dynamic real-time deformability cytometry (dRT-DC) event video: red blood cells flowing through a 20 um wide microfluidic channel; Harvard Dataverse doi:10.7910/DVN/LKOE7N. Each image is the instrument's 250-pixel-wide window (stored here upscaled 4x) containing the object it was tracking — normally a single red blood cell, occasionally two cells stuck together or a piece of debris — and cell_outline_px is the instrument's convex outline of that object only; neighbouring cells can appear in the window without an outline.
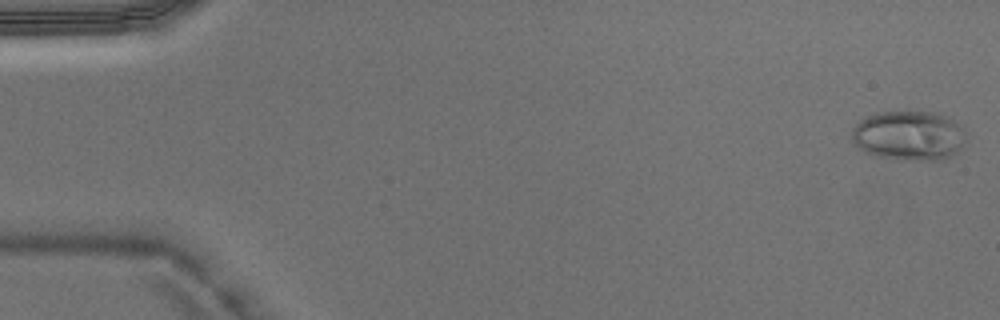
{"species": "Egyptian fruit bat (a non-hibernating species)", "species_latin": "Rousettus aegyptiacus", "temperature_condition": "warm", "stored_images_in_passage": 46, "camera_frame_rate_fps": 3000, "um_per_image_px": 0.085, "animal": {"sex": "male"}, "frame": {"image": 1, "passage_image": 1, "time_ms": 0.0, "image_size_px": [1000, 320], "cell_outline_px": [[964, 144], [956, 152], [940, 160], [928, 160], [876, 156], [864, 152], [852, 140], [852, 128], [860, 120], [876, 112], [936, 112], [952, 120], [964, 128]], "centroid_in_image_um": [77.24, 11.51], "position_along_channel_um": 7.8, "area_um2": 32.54}}